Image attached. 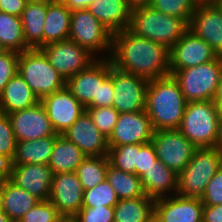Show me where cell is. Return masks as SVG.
Masks as SVG:
<instances>
[{
	"label": "cell",
	"mask_w": 222,
	"mask_h": 222,
	"mask_svg": "<svg viewBox=\"0 0 222 222\" xmlns=\"http://www.w3.org/2000/svg\"><path fill=\"white\" fill-rule=\"evenodd\" d=\"M170 49L128 28L112 33V66L148 81L170 75Z\"/></svg>",
	"instance_id": "obj_1"
},
{
	"label": "cell",
	"mask_w": 222,
	"mask_h": 222,
	"mask_svg": "<svg viewBox=\"0 0 222 222\" xmlns=\"http://www.w3.org/2000/svg\"><path fill=\"white\" fill-rule=\"evenodd\" d=\"M186 104L179 83L172 75L148 82L145 111L155 131L179 129Z\"/></svg>",
	"instance_id": "obj_2"
},
{
	"label": "cell",
	"mask_w": 222,
	"mask_h": 222,
	"mask_svg": "<svg viewBox=\"0 0 222 222\" xmlns=\"http://www.w3.org/2000/svg\"><path fill=\"white\" fill-rule=\"evenodd\" d=\"M128 29L138 36L163 44L168 49L189 30L183 19L166 15L149 5L132 10Z\"/></svg>",
	"instance_id": "obj_3"
},
{
	"label": "cell",
	"mask_w": 222,
	"mask_h": 222,
	"mask_svg": "<svg viewBox=\"0 0 222 222\" xmlns=\"http://www.w3.org/2000/svg\"><path fill=\"white\" fill-rule=\"evenodd\" d=\"M219 118L214 100L188 102L178 130L197 148L215 147Z\"/></svg>",
	"instance_id": "obj_4"
},
{
	"label": "cell",
	"mask_w": 222,
	"mask_h": 222,
	"mask_svg": "<svg viewBox=\"0 0 222 222\" xmlns=\"http://www.w3.org/2000/svg\"><path fill=\"white\" fill-rule=\"evenodd\" d=\"M222 166V151L216 147L197 148L186 167L178 174L176 194L201 198L208 182Z\"/></svg>",
	"instance_id": "obj_5"
},
{
	"label": "cell",
	"mask_w": 222,
	"mask_h": 222,
	"mask_svg": "<svg viewBox=\"0 0 222 222\" xmlns=\"http://www.w3.org/2000/svg\"><path fill=\"white\" fill-rule=\"evenodd\" d=\"M222 75V56L214 60L177 70L172 76L177 80L186 102L214 100Z\"/></svg>",
	"instance_id": "obj_6"
},
{
	"label": "cell",
	"mask_w": 222,
	"mask_h": 222,
	"mask_svg": "<svg viewBox=\"0 0 222 222\" xmlns=\"http://www.w3.org/2000/svg\"><path fill=\"white\" fill-rule=\"evenodd\" d=\"M68 39L87 49L97 59L110 58L112 32L88 9L71 10Z\"/></svg>",
	"instance_id": "obj_7"
},
{
	"label": "cell",
	"mask_w": 222,
	"mask_h": 222,
	"mask_svg": "<svg viewBox=\"0 0 222 222\" xmlns=\"http://www.w3.org/2000/svg\"><path fill=\"white\" fill-rule=\"evenodd\" d=\"M18 72L39 100L66 86L65 79L40 49L19 53Z\"/></svg>",
	"instance_id": "obj_8"
},
{
	"label": "cell",
	"mask_w": 222,
	"mask_h": 222,
	"mask_svg": "<svg viewBox=\"0 0 222 222\" xmlns=\"http://www.w3.org/2000/svg\"><path fill=\"white\" fill-rule=\"evenodd\" d=\"M40 50L65 81L97 60L87 49L70 39L52 42L42 46Z\"/></svg>",
	"instance_id": "obj_9"
},
{
	"label": "cell",
	"mask_w": 222,
	"mask_h": 222,
	"mask_svg": "<svg viewBox=\"0 0 222 222\" xmlns=\"http://www.w3.org/2000/svg\"><path fill=\"white\" fill-rule=\"evenodd\" d=\"M109 74L113 78V105L119 113L145 110L148 80L121 71L112 66L109 59Z\"/></svg>",
	"instance_id": "obj_10"
},
{
	"label": "cell",
	"mask_w": 222,
	"mask_h": 222,
	"mask_svg": "<svg viewBox=\"0 0 222 222\" xmlns=\"http://www.w3.org/2000/svg\"><path fill=\"white\" fill-rule=\"evenodd\" d=\"M151 142L157 159L176 174L186 167L197 149L178 129L154 131Z\"/></svg>",
	"instance_id": "obj_11"
},
{
	"label": "cell",
	"mask_w": 222,
	"mask_h": 222,
	"mask_svg": "<svg viewBox=\"0 0 222 222\" xmlns=\"http://www.w3.org/2000/svg\"><path fill=\"white\" fill-rule=\"evenodd\" d=\"M170 75L177 70L194 67L214 60L218 54L203 39L188 30L170 48Z\"/></svg>",
	"instance_id": "obj_12"
},
{
	"label": "cell",
	"mask_w": 222,
	"mask_h": 222,
	"mask_svg": "<svg viewBox=\"0 0 222 222\" xmlns=\"http://www.w3.org/2000/svg\"><path fill=\"white\" fill-rule=\"evenodd\" d=\"M188 28L222 56V7L217 1L200 2L191 16Z\"/></svg>",
	"instance_id": "obj_13"
},
{
	"label": "cell",
	"mask_w": 222,
	"mask_h": 222,
	"mask_svg": "<svg viewBox=\"0 0 222 222\" xmlns=\"http://www.w3.org/2000/svg\"><path fill=\"white\" fill-rule=\"evenodd\" d=\"M40 102L45 107L48 119L56 134L59 135L67 131L86 110L66 86L44 96Z\"/></svg>",
	"instance_id": "obj_14"
},
{
	"label": "cell",
	"mask_w": 222,
	"mask_h": 222,
	"mask_svg": "<svg viewBox=\"0 0 222 222\" xmlns=\"http://www.w3.org/2000/svg\"><path fill=\"white\" fill-rule=\"evenodd\" d=\"M154 131L151 119L145 110L120 113L108 138V146L146 144L151 142Z\"/></svg>",
	"instance_id": "obj_15"
},
{
	"label": "cell",
	"mask_w": 222,
	"mask_h": 222,
	"mask_svg": "<svg viewBox=\"0 0 222 222\" xmlns=\"http://www.w3.org/2000/svg\"><path fill=\"white\" fill-rule=\"evenodd\" d=\"M84 190L75 172L53 174L49 201L62 217H74L82 208Z\"/></svg>",
	"instance_id": "obj_16"
},
{
	"label": "cell",
	"mask_w": 222,
	"mask_h": 222,
	"mask_svg": "<svg viewBox=\"0 0 222 222\" xmlns=\"http://www.w3.org/2000/svg\"><path fill=\"white\" fill-rule=\"evenodd\" d=\"M8 116L17 142L56 135L41 102L33 107L8 114Z\"/></svg>",
	"instance_id": "obj_17"
},
{
	"label": "cell",
	"mask_w": 222,
	"mask_h": 222,
	"mask_svg": "<svg viewBox=\"0 0 222 222\" xmlns=\"http://www.w3.org/2000/svg\"><path fill=\"white\" fill-rule=\"evenodd\" d=\"M203 202L200 198L178 194L155 200L154 222H202Z\"/></svg>",
	"instance_id": "obj_18"
},
{
	"label": "cell",
	"mask_w": 222,
	"mask_h": 222,
	"mask_svg": "<svg viewBox=\"0 0 222 222\" xmlns=\"http://www.w3.org/2000/svg\"><path fill=\"white\" fill-rule=\"evenodd\" d=\"M62 135L87 156H108V138L99 131L86 110Z\"/></svg>",
	"instance_id": "obj_19"
},
{
	"label": "cell",
	"mask_w": 222,
	"mask_h": 222,
	"mask_svg": "<svg viewBox=\"0 0 222 222\" xmlns=\"http://www.w3.org/2000/svg\"><path fill=\"white\" fill-rule=\"evenodd\" d=\"M109 75V59H97L88 68L66 81L71 94L86 108L98 100L99 83Z\"/></svg>",
	"instance_id": "obj_20"
},
{
	"label": "cell",
	"mask_w": 222,
	"mask_h": 222,
	"mask_svg": "<svg viewBox=\"0 0 222 222\" xmlns=\"http://www.w3.org/2000/svg\"><path fill=\"white\" fill-rule=\"evenodd\" d=\"M53 172L48 164L14 165L9 180L17 187L28 191L39 201H48Z\"/></svg>",
	"instance_id": "obj_21"
},
{
	"label": "cell",
	"mask_w": 222,
	"mask_h": 222,
	"mask_svg": "<svg viewBox=\"0 0 222 222\" xmlns=\"http://www.w3.org/2000/svg\"><path fill=\"white\" fill-rule=\"evenodd\" d=\"M87 9L112 33L129 28L133 8L128 0H95Z\"/></svg>",
	"instance_id": "obj_22"
},
{
	"label": "cell",
	"mask_w": 222,
	"mask_h": 222,
	"mask_svg": "<svg viewBox=\"0 0 222 222\" xmlns=\"http://www.w3.org/2000/svg\"><path fill=\"white\" fill-rule=\"evenodd\" d=\"M145 195L153 199L176 194L178 174L156 159L154 164L140 176Z\"/></svg>",
	"instance_id": "obj_23"
},
{
	"label": "cell",
	"mask_w": 222,
	"mask_h": 222,
	"mask_svg": "<svg viewBox=\"0 0 222 222\" xmlns=\"http://www.w3.org/2000/svg\"><path fill=\"white\" fill-rule=\"evenodd\" d=\"M40 102L23 77L17 72L0 95V113L11 114L35 106Z\"/></svg>",
	"instance_id": "obj_24"
},
{
	"label": "cell",
	"mask_w": 222,
	"mask_h": 222,
	"mask_svg": "<svg viewBox=\"0 0 222 222\" xmlns=\"http://www.w3.org/2000/svg\"><path fill=\"white\" fill-rule=\"evenodd\" d=\"M71 10L62 1L47 4L43 46L66 40L70 34Z\"/></svg>",
	"instance_id": "obj_25"
},
{
	"label": "cell",
	"mask_w": 222,
	"mask_h": 222,
	"mask_svg": "<svg viewBox=\"0 0 222 222\" xmlns=\"http://www.w3.org/2000/svg\"><path fill=\"white\" fill-rule=\"evenodd\" d=\"M47 4L27 2L21 21L26 45L30 49H40L43 46V29Z\"/></svg>",
	"instance_id": "obj_26"
},
{
	"label": "cell",
	"mask_w": 222,
	"mask_h": 222,
	"mask_svg": "<svg viewBox=\"0 0 222 222\" xmlns=\"http://www.w3.org/2000/svg\"><path fill=\"white\" fill-rule=\"evenodd\" d=\"M59 134L37 140L17 142L14 165L49 164L56 138Z\"/></svg>",
	"instance_id": "obj_27"
},
{
	"label": "cell",
	"mask_w": 222,
	"mask_h": 222,
	"mask_svg": "<svg viewBox=\"0 0 222 222\" xmlns=\"http://www.w3.org/2000/svg\"><path fill=\"white\" fill-rule=\"evenodd\" d=\"M87 157L74 143L59 135L53 147L49 166L53 174L75 172Z\"/></svg>",
	"instance_id": "obj_28"
},
{
	"label": "cell",
	"mask_w": 222,
	"mask_h": 222,
	"mask_svg": "<svg viewBox=\"0 0 222 222\" xmlns=\"http://www.w3.org/2000/svg\"><path fill=\"white\" fill-rule=\"evenodd\" d=\"M154 203L147 195L121 199L114 206V222H154Z\"/></svg>",
	"instance_id": "obj_29"
},
{
	"label": "cell",
	"mask_w": 222,
	"mask_h": 222,
	"mask_svg": "<svg viewBox=\"0 0 222 222\" xmlns=\"http://www.w3.org/2000/svg\"><path fill=\"white\" fill-rule=\"evenodd\" d=\"M38 202L37 198L10 180L2 183V210L10 220L21 219Z\"/></svg>",
	"instance_id": "obj_30"
},
{
	"label": "cell",
	"mask_w": 222,
	"mask_h": 222,
	"mask_svg": "<svg viewBox=\"0 0 222 222\" xmlns=\"http://www.w3.org/2000/svg\"><path fill=\"white\" fill-rule=\"evenodd\" d=\"M106 179L119 200L134 199L145 195L140 177L117 169L110 163L106 170Z\"/></svg>",
	"instance_id": "obj_31"
},
{
	"label": "cell",
	"mask_w": 222,
	"mask_h": 222,
	"mask_svg": "<svg viewBox=\"0 0 222 222\" xmlns=\"http://www.w3.org/2000/svg\"><path fill=\"white\" fill-rule=\"evenodd\" d=\"M0 46L18 53L30 50L25 42L21 17L0 11Z\"/></svg>",
	"instance_id": "obj_32"
},
{
	"label": "cell",
	"mask_w": 222,
	"mask_h": 222,
	"mask_svg": "<svg viewBox=\"0 0 222 222\" xmlns=\"http://www.w3.org/2000/svg\"><path fill=\"white\" fill-rule=\"evenodd\" d=\"M108 165V156H87L82 161L75 173L84 191L92 189L106 180Z\"/></svg>",
	"instance_id": "obj_33"
},
{
	"label": "cell",
	"mask_w": 222,
	"mask_h": 222,
	"mask_svg": "<svg viewBox=\"0 0 222 222\" xmlns=\"http://www.w3.org/2000/svg\"><path fill=\"white\" fill-rule=\"evenodd\" d=\"M143 144H126L121 146H109V163L124 172L135 174L138 150Z\"/></svg>",
	"instance_id": "obj_34"
},
{
	"label": "cell",
	"mask_w": 222,
	"mask_h": 222,
	"mask_svg": "<svg viewBox=\"0 0 222 222\" xmlns=\"http://www.w3.org/2000/svg\"><path fill=\"white\" fill-rule=\"evenodd\" d=\"M200 0H151L149 6L166 15L183 19L188 25Z\"/></svg>",
	"instance_id": "obj_35"
},
{
	"label": "cell",
	"mask_w": 222,
	"mask_h": 222,
	"mask_svg": "<svg viewBox=\"0 0 222 222\" xmlns=\"http://www.w3.org/2000/svg\"><path fill=\"white\" fill-rule=\"evenodd\" d=\"M119 199L107 179L92 189L85 190L82 207H114Z\"/></svg>",
	"instance_id": "obj_36"
},
{
	"label": "cell",
	"mask_w": 222,
	"mask_h": 222,
	"mask_svg": "<svg viewBox=\"0 0 222 222\" xmlns=\"http://www.w3.org/2000/svg\"><path fill=\"white\" fill-rule=\"evenodd\" d=\"M93 123L99 131L109 138L119 117V112L114 107H86Z\"/></svg>",
	"instance_id": "obj_37"
},
{
	"label": "cell",
	"mask_w": 222,
	"mask_h": 222,
	"mask_svg": "<svg viewBox=\"0 0 222 222\" xmlns=\"http://www.w3.org/2000/svg\"><path fill=\"white\" fill-rule=\"evenodd\" d=\"M62 216L57 208L48 201H39L23 217L22 222H58Z\"/></svg>",
	"instance_id": "obj_38"
},
{
	"label": "cell",
	"mask_w": 222,
	"mask_h": 222,
	"mask_svg": "<svg viewBox=\"0 0 222 222\" xmlns=\"http://www.w3.org/2000/svg\"><path fill=\"white\" fill-rule=\"evenodd\" d=\"M17 140L7 114L0 113V155L14 158Z\"/></svg>",
	"instance_id": "obj_39"
},
{
	"label": "cell",
	"mask_w": 222,
	"mask_h": 222,
	"mask_svg": "<svg viewBox=\"0 0 222 222\" xmlns=\"http://www.w3.org/2000/svg\"><path fill=\"white\" fill-rule=\"evenodd\" d=\"M19 53L10 50L0 52V95L5 85L18 72Z\"/></svg>",
	"instance_id": "obj_40"
},
{
	"label": "cell",
	"mask_w": 222,
	"mask_h": 222,
	"mask_svg": "<svg viewBox=\"0 0 222 222\" xmlns=\"http://www.w3.org/2000/svg\"><path fill=\"white\" fill-rule=\"evenodd\" d=\"M74 218L77 222H114V207H82Z\"/></svg>",
	"instance_id": "obj_41"
},
{
	"label": "cell",
	"mask_w": 222,
	"mask_h": 222,
	"mask_svg": "<svg viewBox=\"0 0 222 222\" xmlns=\"http://www.w3.org/2000/svg\"><path fill=\"white\" fill-rule=\"evenodd\" d=\"M200 199L204 205L208 206L222 204V166L208 182V185Z\"/></svg>",
	"instance_id": "obj_42"
},
{
	"label": "cell",
	"mask_w": 222,
	"mask_h": 222,
	"mask_svg": "<svg viewBox=\"0 0 222 222\" xmlns=\"http://www.w3.org/2000/svg\"><path fill=\"white\" fill-rule=\"evenodd\" d=\"M157 159L152 142L143 144L138 150L137 165H135V174L140 177L145 170L149 169Z\"/></svg>",
	"instance_id": "obj_43"
},
{
	"label": "cell",
	"mask_w": 222,
	"mask_h": 222,
	"mask_svg": "<svg viewBox=\"0 0 222 222\" xmlns=\"http://www.w3.org/2000/svg\"><path fill=\"white\" fill-rule=\"evenodd\" d=\"M113 94V78L109 74L99 83L98 100H93L87 107H112Z\"/></svg>",
	"instance_id": "obj_44"
},
{
	"label": "cell",
	"mask_w": 222,
	"mask_h": 222,
	"mask_svg": "<svg viewBox=\"0 0 222 222\" xmlns=\"http://www.w3.org/2000/svg\"><path fill=\"white\" fill-rule=\"evenodd\" d=\"M27 2V0H0V11L21 17Z\"/></svg>",
	"instance_id": "obj_45"
},
{
	"label": "cell",
	"mask_w": 222,
	"mask_h": 222,
	"mask_svg": "<svg viewBox=\"0 0 222 222\" xmlns=\"http://www.w3.org/2000/svg\"><path fill=\"white\" fill-rule=\"evenodd\" d=\"M202 222H222V204L203 206Z\"/></svg>",
	"instance_id": "obj_46"
},
{
	"label": "cell",
	"mask_w": 222,
	"mask_h": 222,
	"mask_svg": "<svg viewBox=\"0 0 222 222\" xmlns=\"http://www.w3.org/2000/svg\"><path fill=\"white\" fill-rule=\"evenodd\" d=\"M13 158L11 156L0 155V183H3L12 175L13 172Z\"/></svg>",
	"instance_id": "obj_47"
},
{
	"label": "cell",
	"mask_w": 222,
	"mask_h": 222,
	"mask_svg": "<svg viewBox=\"0 0 222 222\" xmlns=\"http://www.w3.org/2000/svg\"><path fill=\"white\" fill-rule=\"evenodd\" d=\"M95 0H62L66 7L70 10L87 9Z\"/></svg>",
	"instance_id": "obj_48"
},
{
	"label": "cell",
	"mask_w": 222,
	"mask_h": 222,
	"mask_svg": "<svg viewBox=\"0 0 222 222\" xmlns=\"http://www.w3.org/2000/svg\"><path fill=\"white\" fill-rule=\"evenodd\" d=\"M214 103L216 107L219 109L220 113H222V75L220 78V82L218 84V89H217L216 96L214 98Z\"/></svg>",
	"instance_id": "obj_49"
},
{
	"label": "cell",
	"mask_w": 222,
	"mask_h": 222,
	"mask_svg": "<svg viewBox=\"0 0 222 222\" xmlns=\"http://www.w3.org/2000/svg\"><path fill=\"white\" fill-rule=\"evenodd\" d=\"M215 147L222 151V113L219 118L218 138Z\"/></svg>",
	"instance_id": "obj_50"
},
{
	"label": "cell",
	"mask_w": 222,
	"mask_h": 222,
	"mask_svg": "<svg viewBox=\"0 0 222 222\" xmlns=\"http://www.w3.org/2000/svg\"><path fill=\"white\" fill-rule=\"evenodd\" d=\"M130 6L134 9L136 7L147 6L151 3V0H128Z\"/></svg>",
	"instance_id": "obj_51"
},
{
	"label": "cell",
	"mask_w": 222,
	"mask_h": 222,
	"mask_svg": "<svg viewBox=\"0 0 222 222\" xmlns=\"http://www.w3.org/2000/svg\"><path fill=\"white\" fill-rule=\"evenodd\" d=\"M10 218L7 216V214L3 211L0 210V222H9Z\"/></svg>",
	"instance_id": "obj_52"
},
{
	"label": "cell",
	"mask_w": 222,
	"mask_h": 222,
	"mask_svg": "<svg viewBox=\"0 0 222 222\" xmlns=\"http://www.w3.org/2000/svg\"><path fill=\"white\" fill-rule=\"evenodd\" d=\"M58 222H77L74 217H62Z\"/></svg>",
	"instance_id": "obj_53"
},
{
	"label": "cell",
	"mask_w": 222,
	"mask_h": 222,
	"mask_svg": "<svg viewBox=\"0 0 222 222\" xmlns=\"http://www.w3.org/2000/svg\"><path fill=\"white\" fill-rule=\"evenodd\" d=\"M27 1L28 2H41V3L49 4V3L55 2L57 0H27Z\"/></svg>",
	"instance_id": "obj_54"
},
{
	"label": "cell",
	"mask_w": 222,
	"mask_h": 222,
	"mask_svg": "<svg viewBox=\"0 0 222 222\" xmlns=\"http://www.w3.org/2000/svg\"><path fill=\"white\" fill-rule=\"evenodd\" d=\"M0 210H2V183H0Z\"/></svg>",
	"instance_id": "obj_55"
},
{
	"label": "cell",
	"mask_w": 222,
	"mask_h": 222,
	"mask_svg": "<svg viewBox=\"0 0 222 222\" xmlns=\"http://www.w3.org/2000/svg\"><path fill=\"white\" fill-rule=\"evenodd\" d=\"M9 222H22L21 219L18 220H10Z\"/></svg>",
	"instance_id": "obj_56"
},
{
	"label": "cell",
	"mask_w": 222,
	"mask_h": 222,
	"mask_svg": "<svg viewBox=\"0 0 222 222\" xmlns=\"http://www.w3.org/2000/svg\"><path fill=\"white\" fill-rule=\"evenodd\" d=\"M209 1H217V0H200V2H209Z\"/></svg>",
	"instance_id": "obj_57"
},
{
	"label": "cell",
	"mask_w": 222,
	"mask_h": 222,
	"mask_svg": "<svg viewBox=\"0 0 222 222\" xmlns=\"http://www.w3.org/2000/svg\"><path fill=\"white\" fill-rule=\"evenodd\" d=\"M217 2L222 7V0H217Z\"/></svg>",
	"instance_id": "obj_58"
}]
</instances>
